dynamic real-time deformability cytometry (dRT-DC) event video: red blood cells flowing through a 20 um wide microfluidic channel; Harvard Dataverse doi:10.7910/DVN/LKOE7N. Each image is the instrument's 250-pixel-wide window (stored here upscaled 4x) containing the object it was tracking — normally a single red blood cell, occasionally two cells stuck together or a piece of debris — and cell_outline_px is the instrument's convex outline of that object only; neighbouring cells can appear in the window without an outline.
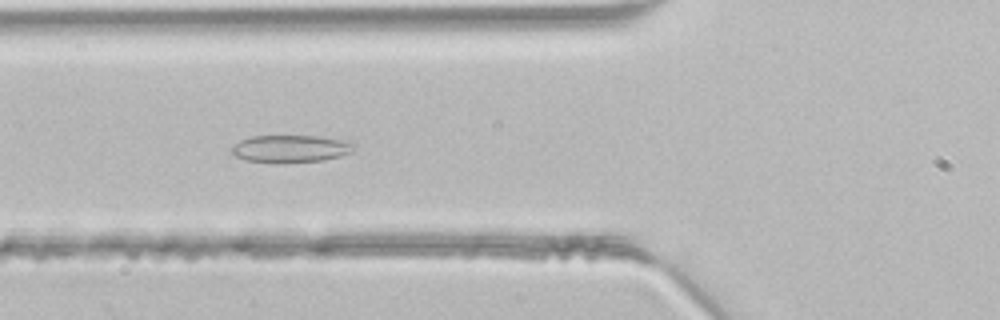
{"species": "common noctule bat (a hibernating species)", "species_latin": "Nyctalus noctula", "temperature_condition": "room temperature", "stored_images_in_passage": 45, "segment_of_instrument_passage": [1, 2], "camera_frame_rate_fps": 3000, "um_per_image_px": 0.085, "animal": {"sex": "male", "body_mass_g": 21.5, "forearm_length_mm": 52.0}, "frame": {"image": 1, "passage_image": 16, "time_ms": 5.0, "image_size_px": [1000, 320], "cell_outline_px": [[356, 148], [352, 152], [340, 156], [324, 160], [248, 160], [236, 156], [228, 152], [240, 140], [252, 136], [316, 136], [352, 140], [356, 144]], "centroid_in_image_um": [24.81, 12.58], "position_along_channel_um": 101.0, "area_um2": 18.9}}
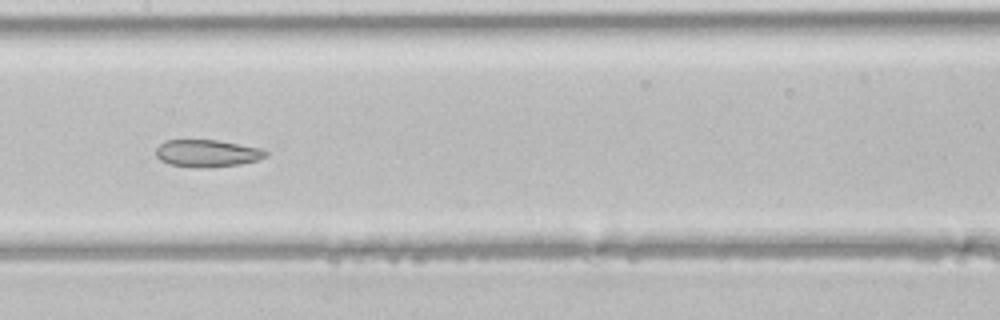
{"frame": {"image": 2, "passage_image": 22, "time_ms": 7.0, "image_size_px": [1000, 320], "cell_outline_px": [[268, 156], [256, 160], [240, 164], [208, 168], [196, 168], [172, 164], [160, 160], [156, 156], [156, 148], [164, 140], [216, 140], [264, 148], [268, 152]], "centroid_in_image_um": [17.64, 13.03], "position_along_channel_um": 189.8, "area_um2": 17.57}}
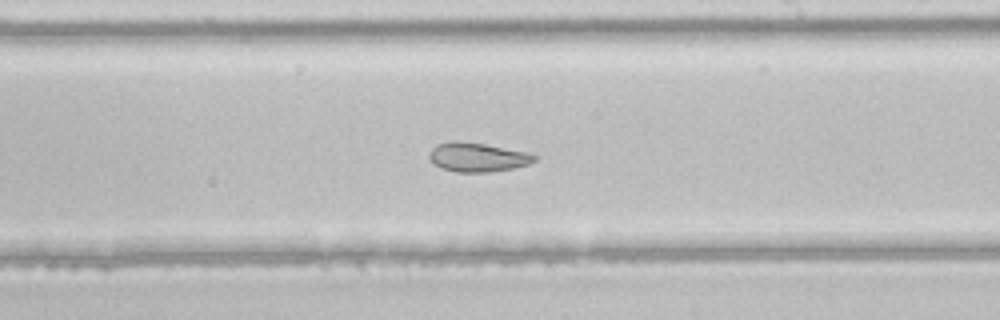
{"frame": {"image": 3, "passage_image": 26, "time_ms": 8.333, "image_size_px": [1000, 320], "cell_outline_px": [[536, 160], [528, 164], [512, 168], [488, 172], [456, 172], [440, 168], [432, 164], [428, 156], [428, 152], [436, 144], [452, 140], [456, 140], [484, 144], [532, 152], [536, 156]], "centroid_in_image_um": [40.55, 13.35], "position_along_channel_um": 248.4, "area_um2": 18.15}}